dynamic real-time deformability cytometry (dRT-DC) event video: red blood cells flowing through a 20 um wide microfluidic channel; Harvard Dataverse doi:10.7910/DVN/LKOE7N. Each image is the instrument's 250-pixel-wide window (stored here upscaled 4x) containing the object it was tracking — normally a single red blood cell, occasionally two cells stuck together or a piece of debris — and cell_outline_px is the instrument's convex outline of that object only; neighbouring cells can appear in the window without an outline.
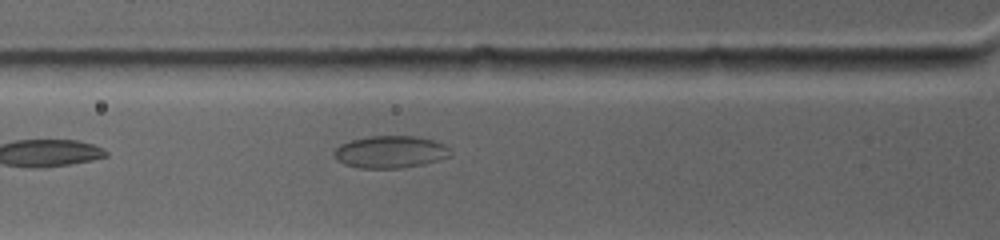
{"species": "common noctule bat (a hibernating species)", "species_latin": "Nyctalus noctula", "temperature_condition": "warm", "stored_images_in_passage": 7, "camera_frame_rate_fps": 4500, "um_per_image_px": 0.085, "animal": {"sex": "female", "body_mass_g": 19.0, "forearm_length_mm": 53.3}, "frame": {"image": 1, "passage_image": 3, "time_ms": 1.778, "image_size_px": [1000, 240], "cell_outline_px": [[452, 156], [424, 164], [400, 168], [360, 168], [344, 164], [336, 160], [332, 152], [340, 144], [352, 140], [368, 136], [416, 136], [432, 140], [444, 144], [452, 152]], "centroid_in_image_um": [33.17, 12.91], "position_along_channel_um": 92.6, "area_um2": 21.96}}